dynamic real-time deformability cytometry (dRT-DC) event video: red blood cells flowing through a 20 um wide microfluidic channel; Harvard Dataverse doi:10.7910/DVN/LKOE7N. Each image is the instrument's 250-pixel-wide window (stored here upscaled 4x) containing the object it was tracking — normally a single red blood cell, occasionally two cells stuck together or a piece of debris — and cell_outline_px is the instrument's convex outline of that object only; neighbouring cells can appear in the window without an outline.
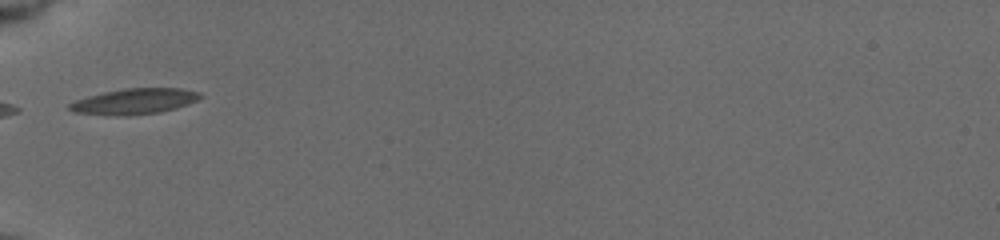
{"species": "common noctule bat (a hibernating species)", "species_latin": "Nyctalus noctula", "temperature_condition": "cold", "stored_images_in_passage": 9, "camera_frame_rate_fps": 3000, "um_per_image_px": 0.085, "animal": {"sex": "female", "body_mass_g": 19.5, "forearm_length_mm": 54.1}, "frame": {"image": 1, "passage_image": 1, "time_ms": 0.0, "image_size_px": [1000, 240], "cell_outline_px": [[204, 96], [188, 104], [176, 108], [160, 112], [128, 116], [112, 116], [76, 112], [68, 108], [68, 104], [76, 100], [88, 96], [104, 92], [124, 88], [180, 88], [200, 92]], "centroid_in_image_um": [11.44, 8.62], "position_along_channel_um": 73.6, "area_um2": 19.65}}